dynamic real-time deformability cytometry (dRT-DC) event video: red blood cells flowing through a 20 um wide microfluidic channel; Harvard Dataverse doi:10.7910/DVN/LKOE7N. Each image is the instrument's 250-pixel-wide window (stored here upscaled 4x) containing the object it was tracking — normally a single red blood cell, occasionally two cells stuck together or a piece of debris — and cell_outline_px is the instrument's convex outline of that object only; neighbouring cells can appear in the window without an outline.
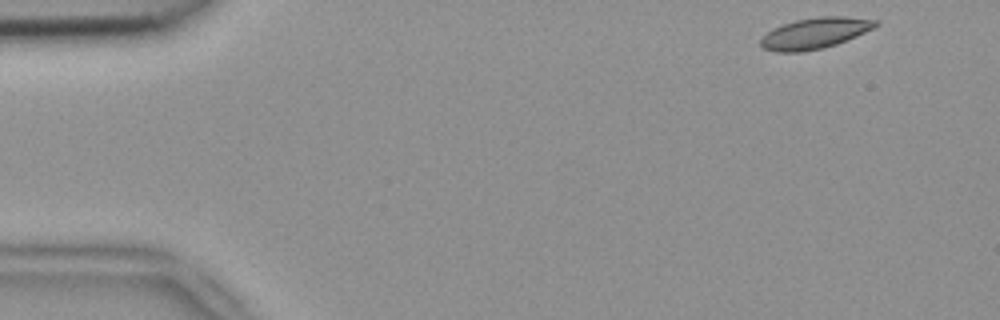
{"species": "common noctule bat (a hibernating species)", "species_latin": "Nyctalus noctula", "temperature_condition": "room temperature", "stored_images_in_passage": 50, "camera_frame_rate_fps": 3000, "um_per_image_px": 0.085, "animal": {"sex": "female", "body_mass_g": 18.4}, "frame": {"image": 1, "passage_image": 1, "time_ms": 0.0, "image_size_px": [1000, 320], "cell_outline_px": [[880, 24], [856, 36], [836, 44], [824, 48], [800, 52], [776, 52], [764, 48], [760, 44], [760, 40], [768, 32], [784, 24], [796, 20], [824, 16], [844, 16], [880, 20]], "centroid_in_image_um": [69.3, 2.82], "position_along_channel_um": 15.7, "area_um2": 20.46}}
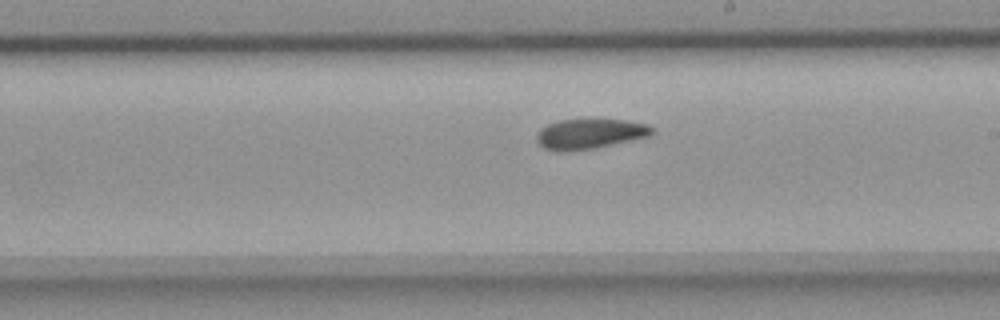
{"frame": {"image": 2, "passage_image": 27, "time_ms": 8.667, "image_size_px": [1000, 320], "cell_outline_px": [[652, 132], [648, 136], [596, 148], [560, 152], [556, 152], [544, 148], [536, 140], [536, 132], [540, 128], [556, 120], [624, 120], [648, 124], [652, 128]], "centroid_in_image_um": [50.06, 11.38], "position_along_channel_um": 238.9, "area_um2": 20.11}}
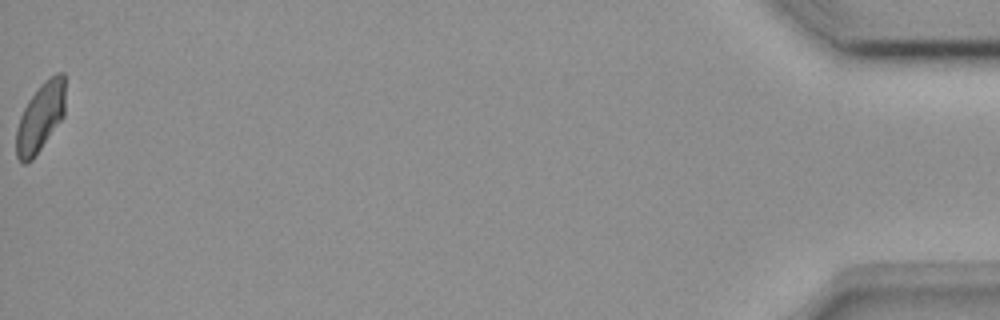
{"frame": {"image": 3, "passage_image": 50, "time_ms": 16.333, "image_size_px": [1000, 320], "cell_outline_px": [[64, 116], [32, 160], [24, 164], [16, 156], [16, 128], [20, 116], [28, 100], [40, 84], [44, 80], [56, 72], [64, 72]], "centroid_in_image_um": [3.42, 9.95], "position_along_channel_um": 431.8, "area_um2": 19.65}, "authors_computed_cell_mechanics": {"area_um2": 20.4323, "velocity_mm_per_s": 3.8047, "shape_relaxation_time_tau1_ms": 11.1625, "shape_relaxation_time_tau2_ms": null, "deformation_change_tau1": 0.1762, "deformation_change_tau2": null}}